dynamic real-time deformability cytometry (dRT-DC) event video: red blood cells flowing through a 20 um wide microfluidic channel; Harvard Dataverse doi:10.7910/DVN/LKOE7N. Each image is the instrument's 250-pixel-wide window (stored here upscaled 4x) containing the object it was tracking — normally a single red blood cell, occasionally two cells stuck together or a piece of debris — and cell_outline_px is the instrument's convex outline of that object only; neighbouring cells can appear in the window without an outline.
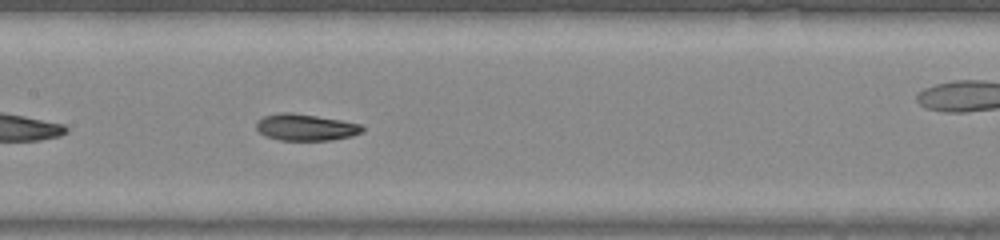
{"species": "common noctule bat (a hibernating species)", "species_latin": "Nyctalus noctula", "temperature_condition": "warm", "stored_images_in_passage": 28, "camera_frame_rate_fps": 3000, "um_per_image_px": 0.085, "animal": {"sex": "male", "body_mass_g": 20.0, "forearm_length_mm": 53.3}, "frame": {"image": 1, "passage_image": 13, "time_ms": 4.0, "image_size_px": [1000, 240], "cell_outline_px": [[364, 132], [352, 136], [332, 140], [280, 140], [264, 136], [256, 128], [256, 124], [264, 116], [280, 112], [292, 112], [340, 120], [360, 124], [364, 128]], "centroid_in_image_um": [25.99, 10.82], "position_along_channel_um": 181.4, "area_um2": 16.42}}
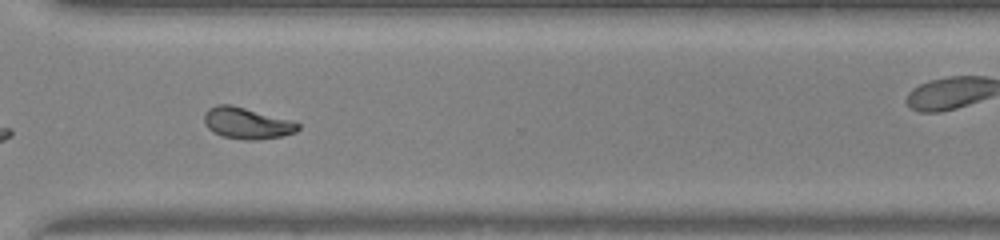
{"frame": {"image": 2, "passage_image": 24, "time_ms": 7.667, "image_size_px": [1000, 240], "cell_outline_px": [[300, 128], [296, 132], [284, 136], [260, 140], [244, 140], [220, 136], [212, 132], [204, 124], [204, 112], [208, 108], [216, 104], [232, 104], [292, 120], [300, 124]], "centroid_in_image_um": [20.97, 10.47], "position_along_channel_um": 349.6, "area_um2": 17.63}}